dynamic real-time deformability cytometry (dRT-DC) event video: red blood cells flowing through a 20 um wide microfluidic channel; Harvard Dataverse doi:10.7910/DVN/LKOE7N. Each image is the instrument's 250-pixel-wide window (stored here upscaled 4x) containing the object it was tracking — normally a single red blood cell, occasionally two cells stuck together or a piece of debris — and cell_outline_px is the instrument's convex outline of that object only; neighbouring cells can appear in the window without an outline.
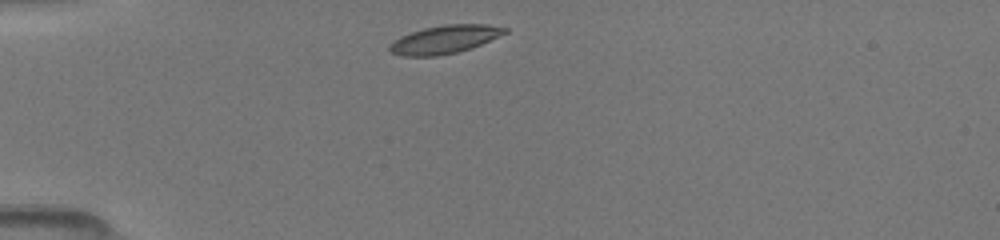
{"species": "common noctule bat (a hibernating species)", "species_latin": "Nyctalus noctula", "temperature_condition": "room temperature", "stored_images_in_passage": 27, "camera_frame_rate_fps": 3000, "um_per_image_px": 0.085, "animal": {"sex": "female", "body_mass_g": 19.5, "forearm_length_mm": 54.1}, "frame": {"image": 1, "passage_image": 1, "time_ms": 0.0, "image_size_px": [1000, 240], "cell_outline_px": [[508, 32], [480, 44], [456, 52], [436, 56], [400, 56], [392, 52], [388, 48], [400, 36], [424, 28], [444, 24], [488, 24], [508, 28]], "centroid_in_image_um": [37.81, 3.34], "position_along_channel_um": 47.2, "area_um2": 18.61}}
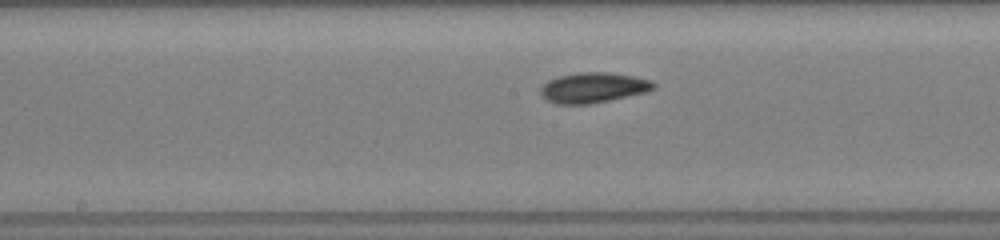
{"frame": {"image": 2, "passage_image": 15, "time_ms": 4.333, "image_size_px": [1000, 240], "cell_outline_px": [[656, 88], [648, 92], [588, 104], [556, 104], [540, 96], [540, 88], [548, 80], [560, 76], [580, 72], [608, 72], [632, 76], [652, 80], [656, 84]], "centroid_in_image_um": [50.44, 7.45], "position_along_channel_um": 197.8, "area_um2": 19.94}}
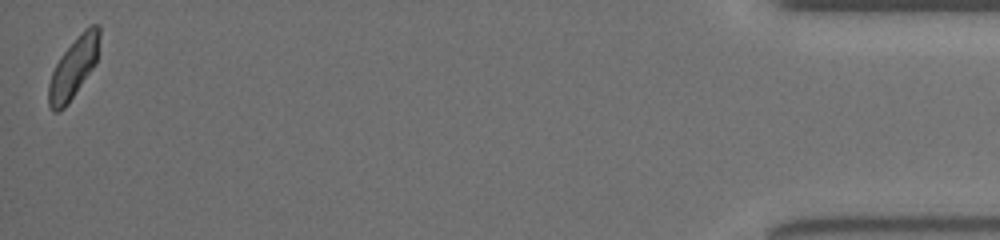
{"frame": {"image": 3, "passage_image": 27, "time_ms": 12.0, "image_size_px": [1000, 240], "cell_outline_px": [[100, 36], [96, 64], [68, 104], [60, 112], [52, 112], [48, 104], [48, 84], [52, 72], [60, 56], [84, 28], [92, 24], [100, 24]], "centroid_in_image_um": [6.25, 5.76], "position_along_channel_um": 428.9, "area_um2": 18.15}}